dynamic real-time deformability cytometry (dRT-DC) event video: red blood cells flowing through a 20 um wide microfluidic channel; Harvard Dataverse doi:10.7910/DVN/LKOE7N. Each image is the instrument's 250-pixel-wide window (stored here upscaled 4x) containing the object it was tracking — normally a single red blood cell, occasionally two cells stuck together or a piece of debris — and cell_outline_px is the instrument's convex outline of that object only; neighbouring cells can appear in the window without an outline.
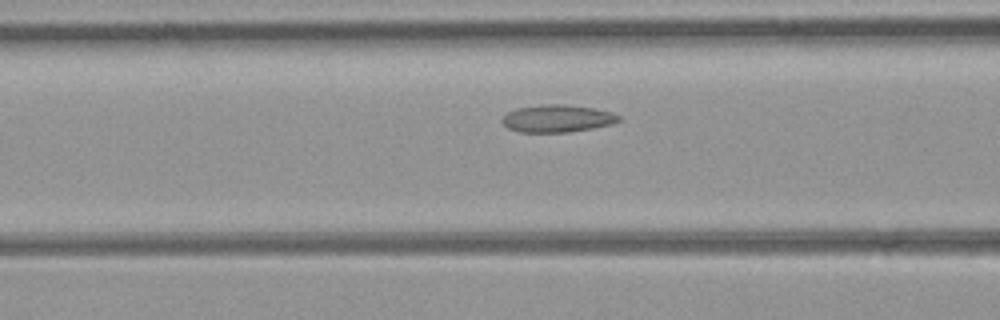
{"species": "common noctule bat (a hibernating species)", "species_latin": "Nyctalus noctula", "temperature_condition": "room temperature", "stored_images_in_passage": 28, "camera_frame_rate_fps": 3000, "um_per_image_px": 0.085, "animal": {"sex": "female", "body_mass_g": 21.9}, "frame": {"image": 1, "passage_image": 9, "time_ms": 2.667, "image_size_px": [1000, 320], "cell_outline_px": [[620, 120], [612, 124], [592, 128], [568, 132], [520, 132], [508, 128], [500, 120], [508, 112], [516, 108], [540, 104], [564, 104], [596, 108], [612, 112], [620, 116]], "centroid_in_image_um": [47.37, 10.06], "position_along_channel_um": 119.2, "area_um2": 18.73}}
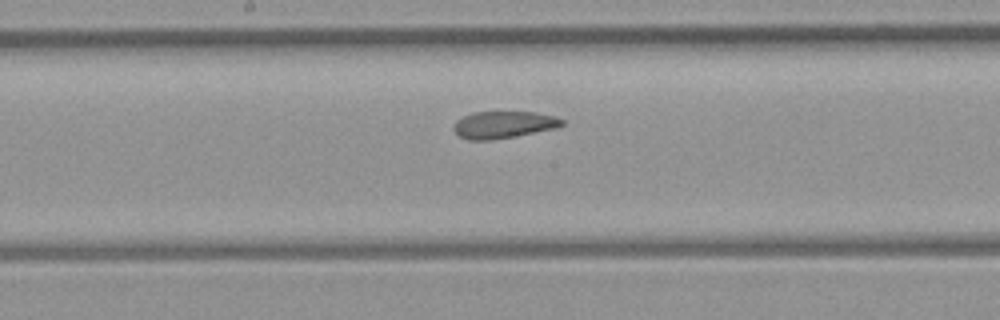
{"frame": {"image": 2, "passage_image": 15, "time_ms": 4.667, "image_size_px": [1000, 320], "cell_outline_px": [[564, 124], [556, 128], [492, 140], [468, 140], [460, 136], [452, 128], [456, 120], [472, 112], [536, 112], [556, 116], [564, 120]], "centroid_in_image_um": [42.8, 10.59], "position_along_channel_um": 205.4, "area_um2": 17.05}}
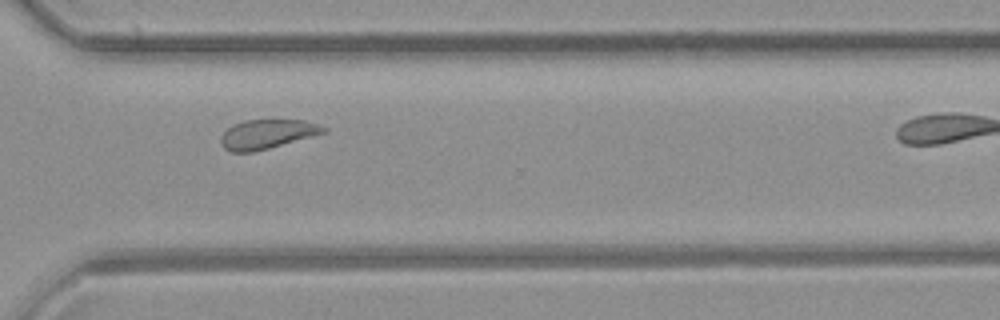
{"frame": {"image": 3, "passage_image": 25, "time_ms": 8.0, "image_size_px": [1000, 320], "cell_outline_px": [[328, 132], [268, 148], [252, 152], [232, 152], [224, 148], [220, 144], [220, 136], [232, 124], [244, 120], [304, 120], [328, 128]], "centroid_in_image_um": [22.68, 11.4], "position_along_channel_um": 347.9, "area_um2": 17.51}}